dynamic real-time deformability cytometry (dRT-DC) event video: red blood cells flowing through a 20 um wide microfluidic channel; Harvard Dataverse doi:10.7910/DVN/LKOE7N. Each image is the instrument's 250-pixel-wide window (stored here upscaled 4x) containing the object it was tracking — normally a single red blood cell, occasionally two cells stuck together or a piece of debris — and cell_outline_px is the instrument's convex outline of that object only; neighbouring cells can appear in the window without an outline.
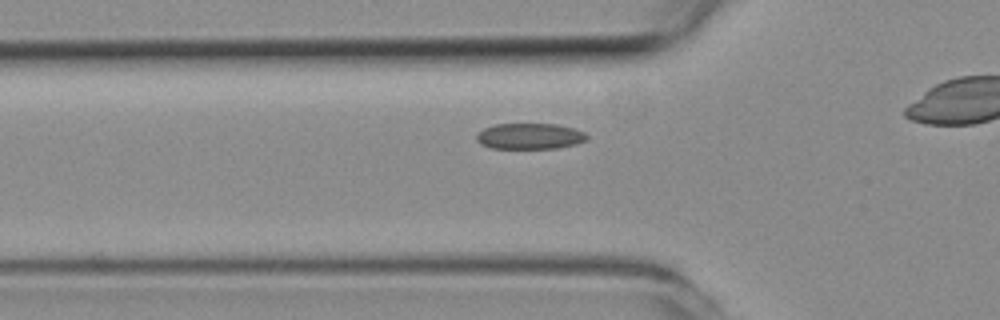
{"species": "common noctule bat (a hibernating species)", "species_latin": "Nyctalus noctula", "temperature_condition": "room temperature", "stored_images_in_passage": 34, "camera_frame_rate_fps": 3000, "um_per_image_px": 0.085, "animal": {"sex": "female", "body_mass_g": 19.3, "forearm_length_mm": 54.1}, "frame": {"image": 1, "passage_image": 10, "time_ms": 3.0, "image_size_px": [1000, 320], "cell_outline_px": [[588, 136], [584, 140], [576, 144], [556, 148], [492, 148], [480, 144], [476, 140], [476, 132], [484, 128], [496, 124], [556, 124], [572, 128], [584, 132]], "centroid_in_image_um": [44.98, 11.57], "position_along_channel_um": 80.8, "area_um2": 16.59}}
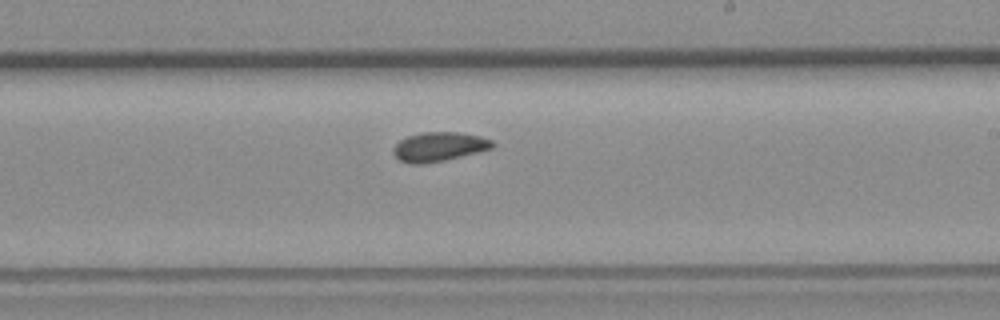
{"frame": {"image": 2, "passage_image": 23, "time_ms": 7.333, "image_size_px": [1000, 320], "cell_outline_px": [[496, 144], [492, 148], [444, 160], [424, 164], [412, 164], [400, 160], [392, 152], [396, 144], [400, 140], [408, 136], [420, 132], [456, 132], [480, 136], [492, 140]], "centroid_in_image_um": [37.31, 12.46], "position_along_channel_um": 251.7, "area_um2": 16.7}}
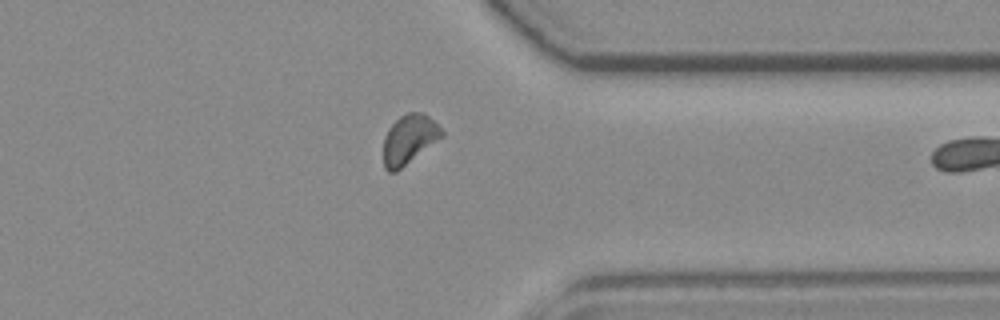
{"frame": {"image": 3, "passage_image": 33, "time_ms": 10.667, "image_size_px": [1000, 320], "cell_outline_px": [[444, 136], [396, 172], [388, 172], [384, 168], [384, 136], [388, 128], [400, 116], [408, 112], [424, 112], [444, 132]], "centroid_in_image_um": [34.77, 11.84], "position_along_channel_um": 376.6, "area_um2": 16.7}}